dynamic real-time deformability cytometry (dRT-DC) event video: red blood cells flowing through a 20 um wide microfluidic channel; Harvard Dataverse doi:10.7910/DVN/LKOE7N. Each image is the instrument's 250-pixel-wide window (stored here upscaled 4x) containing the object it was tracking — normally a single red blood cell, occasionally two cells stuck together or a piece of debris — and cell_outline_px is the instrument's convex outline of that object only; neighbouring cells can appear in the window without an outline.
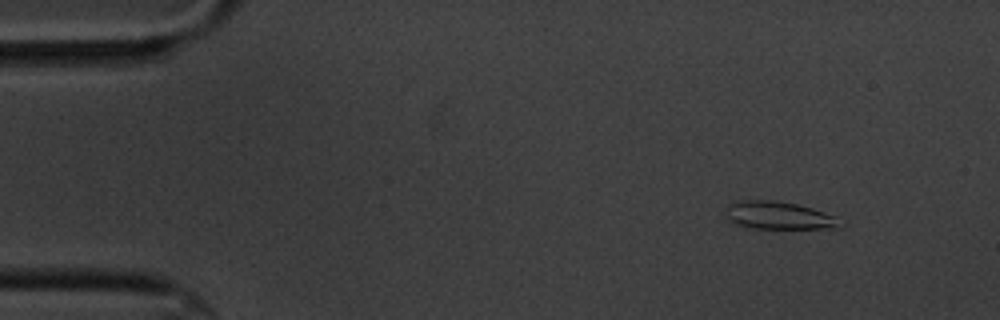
{"species": "common noctule bat (a hibernating species)", "species_latin": "Nyctalus noctula", "temperature_condition": "cold", "stored_images_in_passage": 3, "camera_frame_rate_fps": 3000, "um_per_image_px": 0.085, "animal": {"sex": "male", "body_mass_g": 20.1, "forearm_length_mm": 53.5}, "frame": {"image": 1, "passage_image": 1, "time_ms": 0.0, "image_size_px": [1000, 320], "cell_outline_px": [[844, 224], [840, 228], [748, 228], [724, 220], [724, 212], [728, 204], [740, 200], [772, 200], [796, 204], [812, 208], [836, 216]], "centroid_in_image_um": [66.14, 18.32], "position_along_channel_um": 18.9, "area_um2": 18.84}}